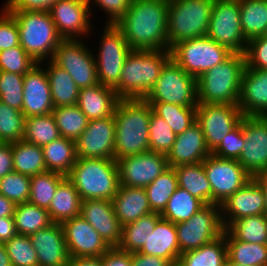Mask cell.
Instances as JSON below:
<instances>
[{"mask_svg":"<svg viewBox=\"0 0 267 266\" xmlns=\"http://www.w3.org/2000/svg\"><path fill=\"white\" fill-rule=\"evenodd\" d=\"M17 23L21 47L37 63L46 62L63 40L48 11L7 10ZM49 57V58H48Z\"/></svg>","mask_w":267,"mask_h":266,"instance_id":"cell-6","label":"cell"},{"mask_svg":"<svg viewBox=\"0 0 267 266\" xmlns=\"http://www.w3.org/2000/svg\"><path fill=\"white\" fill-rule=\"evenodd\" d=\"M70 257L102 256L110 247L81 216L61 223Z\"/></svg>","mask_w":267,"mask_h":266,"instance_id":"cell-20","label":"cell"},{"mask_svg":"<svg viewBox=\"0 0 267 266\" xmlns=\"http://www.w3.org/2000/svg\"><path fill=\"white\" fill-rule=\"evenodd\" d=\"M4 245L12 266H39L37 252L29 236L16 234Z\"/></svg>","mask_w":267,"mask_h":266,"instance_id":"cell-49","label":"cell"},{"mask_svg":"<svg viewBox=\"0 0 267 266\" xmlns=\"http://www.w3.org/2000/svg\"><path fill=\"white\" fill-rule=\"evenodd\" d=\"M211 185V204L222 205L252 177L237 160L223 159L210 154L203 161Z\"/></svg>","mask_w":267,"mask_h":266,"instance_id":"cell-14","label":"cell"},{"mask_svg":"<svg viewBox=\"0 0 267 266\" xmlns=\"http://www.w3.org/2000/svg\"><path fill=\"white\" fill-rule=\"evenodd\" d=\"M179 259L185 266H225L227 261L225 235L198 249L182 253Z\"/></svg>","mask_w":267,"mask_h":266,"instance_id":"cell-37","label":"cell"},{"mask_svg":"<svg viewBox=\"0 0 267 266\" xmlns=\"http://www.w3.org/2000/svg\"><path fill=\"white\" fill-rule=\"evenodd\" d=\"M48 12L62 39L90 37L92 13L88 0H58Z\"/></svg>","mask_w":267,"mask_h":266,"instance_id":"cell-18","label":"cell"},{"mask_svg":"<svg viewBox=\"0 0 267 266\" xmlns=\"http://www.w3.org/2000/svg\"><path fill=\"white\" fill-rule=\"evenodd\" d=\"M226 230L237 240L267 245V215L240 218Z\"/></svg>","mask_w":267,"mask_h":266,"instance_id":"cell-44","label":"cell"},{"mask_svg":"<svg viewBox=\"0 0 267 266\" xmlns=\"http://www.w3.org/2000/svg\"><path fill=\"white\" fill-rule=\"evenodd\" d=\"M52 114L61 137L76 140L88 125L87 116L78 105L54 107Z\"/></svg>","mask_w":267,"mask_h":266,"instance_id":"cell-45","label":"cell"},{"mask_svg":"<svg viewBox=\"0 0 267 266\" xmlns=\"http://www.w3.org/2000/svg\"><path fill=\"white\" fill-rule=\"evenodd\" d=\"M94 1V2H93ZM132 0H88L90 11L91 3L96 4L107 15L106 24H115L128 10Z\"/></svg>","mask_w":267,"mask_h":266,"instance_id":"cell-56","label":"cell"},{"mask_svg":"<svg viewBox=\"0 0 267 266\" xmlns=\"http://www.w3.org/2000/svg\"><path fill=\"white\" fill-rule=\"evenodd\" d=\"M67 266H102V256L70 257Z\"/></svg>","mask_w":267,"mask_h":266,"instance_id":"cell-62","label":"cell"},{"mask_svg":"<svg viewBox=\"0 0 267 266\" xmlns=\"http://www.w3.org/2000/svg\"><path fill=\"white\" fill-rule=\"evenodd\" d=\"M104 25L98 52L94 55L97 78L100 84L114 89L119 84L122 68L131 48L114 24Z\"/></svg>","mask_w":267,"mask_h":266,"instance_id":"cell-12","label":"cell"},{"mask_svg":"<svg viewBox=\"0 0 267 266\" xmlns=\"http://www.w3.org/2000/svg\"><path fill=\"white\" fill-rule=\"evenodd\" d=\"M180 254L198 249L223 235L221 205L207 204L189 220L175 224Z\"/></svg>","mask_w":267,"mask_h":266,"instance_id":"cell-11","label":"cell"},{"mask_svg":"<svg viewBox=\"0 0 267 266\" xmlns=\"http://www.w3.org/2000/svg\"><path fill=\"white\" fill-rule=\"evenodd\" d=\"M24 114L0 101V141L18 142L24 138Z\"/></svg>","mask_w":267,"mask_h":266,"instance_id":"cell-47","label":"cell"},{"mask_svg":"<svg viewBox=\"0 0 267 266\" xmlns=\"http://www.w3.org/2000/svg\"><path fill=\"white\" fill-rule=\"evenodd\" d=\"M145 100L197 107L199 104L197 79L186 73L171 58L162 68L160 77Z\"/></svg>","mask_w":267,"mask_h":266,"instance_id":"cell-9","label":"cell"},{"mask_svg":"<svg viewBox=\"0 0 267 266\" xmlns=\"http://www.w3.org/2000/svg\"><path fill=\"white\" fill-rule=\"evenodd\" d=\"M16 204L0 194V218L13 217Z\"/></svg>","mask_w":267,"mask_h":266,"instance_id":"cell-63","label":"cell"},{"mask_svg":"<svg viewBox=\"0 0 267 266\" xmlns=\"http://www.w3.org/2000/svg\"><path fill=\"white\" fill-rule=\"evenodd\" d=\"M81 198L72 182L65 177L58 185L51 200L49 216L52 222L62 223L80 215Z\"/></svg>","mask_w":267,"mask_h":266,"instance_id":"cell-30","label":"cell"},{"mask_svg":"<svg viewBox=\"0 0 267 266\" xmlns=\"http://www.w3.org/2000/svg\"><path fill=\"white\" fill-rule=\"evenodd\" d=\"M264 36H266V37H267V28H266V31H265V33H264Z\"/></svg>","mask_w":267,"mask_h":266,"instance_id":"cell-68","label":"cell"},{"mask_svg":"<svg viewBox=\"0 0 267 266\" xmlns=\"http://www.w3.org/2000/svg\"><path fill=\"white\" fill-rule=\"evenodd\" d=\"M238 106L244 116L267 117V70L245 67Z\"/></svg>","mask_w":267,"mask_h":266,"instance_id":"cell-25","label":"cell"},{"mask_svg":"<svg viewBox=\"0 0 267 266\" xmlns=\"http://www.w3.org/2000/svg\"><path fill=\"white\" fill-rule=\"evenodd\" d=\"M169 266H185L180 259L173 260L169 263Z\"/></svg>","mask_w":267,"mask_h":266,"instance_id":"cell-66","label":"cell"},{"mask_svg":"<svg viewBox=\"0 0 267 266\" xmlns=\"http://www.w3.org/2000/svg\"><path fill=\"white\" fill-rule=\"evenodd\" d=\"M39 266H67L69 253L61 223H52L29 235Z\"/></svg>","mask_w":267,"mask_h":266,"instance_id":"cell-23","label":"cell"},{"mask_svg":"<svg viewBox=\"0 0 267 266\" xmlns=\"http://www.w3.org/2000/svg\"><path fill=\"white\" fill-rule=\"evenodd\" d=\"M14 171L35 176L47 172L42 147L25 140L12 143Z\"/></svg>","mask_w":267,"mask_h":266,"instance_id":"cell-35","label":"cell"},{"mask_svg":"<svg viewBox=\"0 0 267 266\" xmlns=\"http://www.w3.org/2000/svg\"><path fill=\"white\" fill-rule=\"evenodd\" d=\"M168 0H132L114 24L131 49L168 50Z\"/></svg>","mask_w":267,"mask_h":266,"instance_id":"cell-1","label":"cell"},{"mask_svg":"<svg viewBox=\"0 0 267 266\" xmlns=\"http://www.w3.org/2000/svg\"><path fill=\"white\" fill-rule=\"evenodd\" d=\"M120 185L145 188L169 168L165 154L153 151L116 161Z\"/></svg>","mask_w":267,"mask_h":266,"instance_id":"cell-17","label":"cell"},{"mask_svg":"<svg viewBox=\"0 0 267 266\" xmlns=\"http://www.w3.org/2000/svg\"><path fill=\"white\" fill-rule=\"evenodd\" d=\"M243 113L234 104H198L196 121L201 126L208 150L212 153L242 120Z\"/></svg>","mask_w":267,"mask_h":266,"instance_id":"cell-15","label":"cell"},{"mask_svg":"<svg viewBox=\"0 0 267 266\" xmlns=\"http://www.w3.org/2000/svg\"><path fill=\"white\" fill-rule=\"evenodd\" d=\"M47 63L41 62L42 65L46 64L44 67L54 107L76 105L80 88L63 68L56 65L51 59L47 60Z\"/></svg>","mask_w":267,"mask_h":266,"instance_id":"cell-31","label":"cell"},{"mask_svg":"<svg viewBox=\"0 0 267 266\" xmlns=\"http://www.w3.org/2000/svg\"><path fill=\"white\" fill-rule=\"evenodd\" d=\"M118 100L113 88L98 83L80 89L77 105L90 121L112 116Z\"/></svg>","mask_w":267,"mask_h":266,"instance_id":"cell-27","label":"cell"},{"mask_svg":"<svg viewBox=\"0 0 267 266\" xmlns=\"http://www.w3.org/2000/svg\"><path fill=\"white\" fill-rule=\"evenodd\" d=\"M214 0H168V50L183 40L206 36Z\"/></svg>","mask_w":267,"mask_h":266,"instance_id":"cell-7","label":"cell"},{"mask_svg":"<svg viewBox=\"0 0 267 266\" xmlns=\"http://www.w3.org/2000/svg\"><path fill=\"white\" fill-rule=\"evenodd\" d=\"M211 152L208 150L201 126L196 122L183 133L176 135L166 155L169 167L202 163Z\"/></svg>","mask_w":267,"mask_h":266,"instance_id":"cell-26","label":"cell"},{"mask_svg":"<svg viewBox=\"0 0 267 266\" xmlns=\"http://www.w3.org/2000/svg\"><path fill=\"white\" fill-rule=\"evenodd\" d=\"M0 10V51L20 45L15 18L4 8Z\"/></svg>","mask_w":267,"mask_h":266,"instance_id":"cell-55","label":"cell"},{"mask_svg":"<svg viewBox=\"0 0 267 266\" xmlns=\"http://www.w3.org/2000/svg\"><path fill=\"white\" fill-rule=\"evenodd\" d=\"M23 77L18 73L0 71V101L22 112Z\"/></svg>","mask_w":267,"mask_h":266,"instance_id":"cell-50","label":"cell"},{"mask_svg":"<svg viewBox=\"0 0 267 266\" xmlns=\"http://www.w3.org/2000/svg\"><path fill=\"white\" fill-rule=\"evenodd\" d=\"M225 266H245V265H241V264H238V263L231 262V261L227 258V261H226V265H225Z\"/></svg>","mask_w":267,"mask_h":266,"instance_id":"cell-67","label":"cell"},{"mask_svg":"<svg viewBox=\"0 0 267 266\" xmlns=\"http://www.w3.org/2000/svg\"><path fill=\"white\" fill-rule=\"evenodd\" d=\"M262 188L265 199V214L267 215V172L259 174L253 178Z\"/></svg>","mask_w":267,"mask_h":266,"instance_id":"cell-64","label":"cell"},{"mask_svg":"<svg viewBox=\"0 0 267 266\" xmlns=\"http://www.w3.org/2000/svg\"><path fill=\"white\" fill-rule=\"evenodd\" d=\"M206 36L233 53L245 54L248 39L241 27L238 0H214Z\"/></svg>","mask_w":267,"mask_h":266,"instance_id":"cell-10","label":"cell"},{"mask_svg":"<svg viewBox=\"0 0 267 266\" xmlns=\"http://www.w3.org/2000/svg\"><path fill=\"white\" fill-rule=\"evenodd\" d=\"M65 177L60 173L51 171L31 176L28 202L48 209L59 183Z\"/></svg>","mask_w":267,"mask_h":266,"instance_id":"cell-46","label":"cell"},{"mask_svg":"<svg viewBox=\"0 0 267 266\" xmlns=\"http://www.w3.org/2000/svg\"><path fill=\"white\" fill-rule=\"evenodd\" d=\"M151 105L145 99H119L114 109V160L134 156L149 149Z\"/></svg>","mask_w":267,"mask_h":266,"instance_id":"cell-2","label":"cell"},{"mask_svg":"<svg viewBox=\"0 0 267 266\" xmlns=\"http://www.w3.org/2000/svg\"><path fill=\"white\" fill-rule=\"evenodd\" d=\"M17 234L14 217L0 218V242L5 243Z\"/></svg>","mask_w":267,"mask_h":266,"instance_id":"cell-61","label":"cell"},{"mask_svg":"<svg viewBox=\"0 0 267 266\" xmlns=\"http://www.w3.org/2000/svg\"><path fill=\"white\" fill-rule=\"evenodd\" d=\"M178 188V179L173 167H169L144 189L154 213L161 214L172 194Z\"/></svg>","mask_w":267,"mask_h":266,"instance_id":"cell-42","label":"cell"},{"mask_svg":"<svg viewBox=\"0 0 267 266\" xmlns=\"http://www.w3.org/2000/svg\"><path fill=\"white\" fill-rule=\"evenodd\" d=\"M205 204L180 187L172 194L160 216L174 224L189 220Z\"/></svg>","mask_w":267,"mask_h":266,"instance_id":"cell-40","label":"cell"},{"mask_svg":"<svg viewBox=\"0 0 267 266\" xmlns=\"http://www.w3.org/2000/svg\"><path fill=\"white\" fill-rule=\"evenodd\" d=\"M14 171L12 143H0V179Z\"/></svg>","mask_w":267,"mask_h":266,"instance_id":"cell-59","label":"cell"},{"mask_svg":"<svg viewBox=\"0 0 267 266\" xmlns=\"http://www.w3.org/2000/svg\"><path fill=\"white\" fill-rule=\"evenodd\" d=\"M115 133L114 114L108 118L90 120L75 140L77 158L114 160Z\"/></svg>","mask_w":267,"mask_h":266,"instance_id":"cell-19","label":"cell"},{"mask_svg":"<svg viewBox=\"0 0 267 266\" xmlns=\"http://www.w3.org/2000/svg\"><path fill=\"white\" fill-rule=\"evenodd\" d=\"M36 64L21 45L0 51V71L25 75Z\"/></svg>","mask_w":267,"mask_h":266,"instance_id":"cell-52","label":"cell"},{"mask_svg":"<svg viewBox=\"0 0 267 266\" xmlns=\"http://www.w3.org/2000/svg\"><path fill=\"white\" fill-rule=\"evenodd\" d=\"M244 143L242 118L241 122L222 139L219 146L211 154L223 159L238 160Z\"/></svg>","mask_w":267,"mask_h":266,"instance_id":"cell-53","label":"cell"},{"mask_svg":"<svg viewBox=\"0 0 267 266\" xmlns=\"http://www.w3.org/2000/svg\"><path fill=\"white\" fill-rule=\"evenodd\" d=\"M170 261L163 257L132 253V266H169Z\"/></svg>","mask_w":267,"mask_h":266,"instance_id":"cell-60","label":"cell"},{"mask_svg":"<svg viewBox=\"0 0 267 266\" xmlns=\"http://www.w3.org/2000/svg\"><path fill=\"white\" fill-rule=\"evenodd\" d=\"M160 218L159 213L153 212L123 225L121 240L117 248L129 253L139 252Z\"/></svg>","mask_w":267,"mask_h":266,"instance_id":"cell-34","label":"cell"},{"mask_svg":"<svg viewBox=\"0 0 267 266\" xmlns=\"http://www.w3.org/2000/svg\"><path fill=\"white\" fill-rule=\"evenodd\" d=\"M47 171L67 176L76 163L75 141L60 137L42 147Z\"/></svg>","mask_w":267,"mask_h":266,"instance_id":"cell-33","label":"cell"},{"mask_svg":"<svg viewBox=\"0 0 267 266\" xmlns=\"http://www.w3.org/2000/svg\"><path fill=\"white\" fill-rule=\"evenodd\" d=\"M244 55L247 68L267 70V37L261 35L249 39Z\"/></svg>","mask_w":267,"mask_h":266,"instance_id":"cell-54","label":"cell"},{"mask_svg":"<svg viewBox=\"0 0 267 266\" xmlns=\"http://www.w3.org/2000/svg\"><path fill=\"white\" fill-rule=\"evenodd\" d=\"M227 258L245 266H267V245L249 243L235 239L226 229Z\"/></svg>","mask_w":267,"mask_h":266,"instance_id":"cell-36","label":"cell"},{"mask_svg":"<svg viewBox=\"0 0 267 266\" xmlns=\"http://www.w3.org/2000/svg\"><path fill=\"white\" fill-rule=\"evenodd\" d=\"M178 187L188 191L205 205L211 204V185L207 178L203 162L173 167Z\"/></svg>","mask_w":267,"mask_h":266,"instance_id":"cell-32","label":"cell"},{"mask_svg":"<svg viewBox=\"0 0 267 266\" xmlns=\"http://www.w3.org/2000/svg\"><path fill=\"white\" fill-rule=\"evenodd\" d=\"M80 215L100 234L110 248L118 247L122 225L110 200H83Z\"/></svg>","mask_w":267,"mask_h":266,"instance_id":"cell-24","label":"cell"},{"mask_svg":"<svg viewBox=\"0 0 267 266\" xmlns=\"http://www.w3.org/2000/svg\"><path fill=\"white\" fill-rule=\"evenodd\" d=\"M82 39H63L54 51L52 61L63 68L81 88L98 84L96 61Z\"/></svg>","mask_w":267,"mask_h":266,"instance_id":"cell-13","label":"cell"},{"mask_svg":"<svg viewBox=\"0 0 267 266\" xmlns=\"http://www.w3.org/2000/svg\"><path fill=\"white\" fill-rule=\"evenodd\" d=\"M66 177L82 201H112L120 186L117 163L110 159L77 158Z\"/></svg>","mask_w":267,"mask_h":266,"instance_id":"cell-5","label":"cell"},{"mask_svg":"<svg viewBox=\"0 0 267 266\" xmlns=\"http://www.w3.org/2000/svg\"><path fill=\"white\" fill-rule=\"evenodd\" d=\"M139 253L163 257L170 262L180 257L175 224L160 218Z\"/></svg>","mask_w":267,"mask_h":266,"instance_id":"cell-29","label":"cell"},{"mask_svg":"<svg viewBox=\"0 0 267 266\" xmlns=\"http://www.w3.org/2000/svg\"><path fill=\"white\" fill-rule=\"evenodd\" d=\"M30 180V176L13 171L0 179V194L15 204L28 202Z\"/></svg>","mask_w":267,"mask_h":266,"instance_id":"cell-51","label":"cell"},{"mask_svg":"<svg viewBox=\"0 0 267 266\" xmlns=\"http://www.w3.org/2000/svg\"><path fill=\"white\" fill-rule=\"evenodd\" d=\"M41 63L33 66L23 77L22 113L25 118L52 113L54 104L46 70Z\"/></svg>","mask_w":267,"mask_h":266,"instance_id":"cell-21","label":"cell"},{"mask_svg":"<svg viewBox=\"0 0 267 266\" xmlns=\"http://www.w3.org/2000/svg\"><path fill=\"white\" fill-rule=\"evenodd\" d=\"M245 55L232 53L225 61L204 72L197 79L199 104L238 105Z\"/></svg>","mask_w":267,"mask_h":266,"instance_id":"cell-4","label":"cell"},{"mask_svg":"<svg viewBox=\"0 0 267 266\" xmlns=\"http://www.w3.org/2000/svg\"><path fill=\"white\" fill-rule=\"evenodd\" d=\"M170 51L171 58L196 79L233 53L208 36L180 41Z\"/></svg>","mask_w":267,"mask_h":266,"instance_id":"cell-8","label":"cell"},{"mask_svg":"<svg viewBox=\"0 0 267 266\" xmlns=\"http://www.w3.org/2000/svg\"><path fill=\"white\" fill-rule=\"evenodd\" d=\"M244 147L240 165L254 178L267 172V117L243 116Z\"/></svg>","mask_w":267,"mask_h":266,"instance_id":"cell-16","label":"cell"},{"mask_svg":"<svg viewBox=\"0 0 267 266\" xmlns=\"http://www.w3.org/2000/svg\"><path fill=\"white\" fill-rule=\"evenodd\" d=\"M176 139V134L165 122L156 115L151 108V118L149 121V149L156 153L167 155Z\"/></svg>","mask_w":267,"mask_h":266,"instance_id":"cell-48","label":"cell"},{"mask_svg":"<svg viewBox=\"0 0 267 266\" xmlns=\"http://www.w3.org/2000/svg\"><path fill=\"white\" fill-rule=\"evenodd\" d=\"M170 59V50L131 49L125 59L119 84L114 88L117 97L145 99Z\"/></svg>","mask_w":267,"mask_h":266,"instance_id":"cell-3","label":"cell"},{"mask_svg":"<svg viewBox=\"0 0 267 266\" xmlns=\"http://www.w3.org/2000/svg\"><path fill=\"white\" fill-rule=\"evenodd\" d=\"M58 0H7L3 6L6 10L48 11Z\"/></svg>","mask_w":267,"mask_h":266,"instance_id":"cell-57","label":"cell"},{"mask_svg":"<svg viewBox=\"0 0 267 266\" xmlns=\"http://www.w3.org/2000/svg\"><path fill=\"white\" fill-rule=\"evenodd\" d=\"M13 217L16 232L20 235L29 236L53 223L47 209L30 202L16 204Z\"/></svg>","mask_w":267,"mask_h":266,"instance_id":"cell-39","label":"cell"},{"mask_svg":"<svg viewBox=\"0 0 267 266\" xmlns=\"http://www.w3.org/2000/svg\"><path fill=\"white\" fill-rule=\"evenodd\" d=\"M61 137L52 113L25 118L23 140L40 147Z\"/></svg>","mask_w":267,"mask_h":266,"instance_id":"cell-41","label":"cell"},{"mask_svg":"<svg viewBox=\"0 0 267 266\" xmlns=\"http://www.w3.org/2000/svg\"><path fill=\"white\" fill-rule=\"evenodd\" d=\"M0 266H12L4 243L0 242Z\"/></svg>","mask_w":267,"mask_h":266,"instance_id":"cell-65","label":"cell"},{"mask_svg":"<svg viewBox=\"0 0 267 266\" xmlns=\"http://www.w3.org/2000/svg\"><path fill=\"white\" fill-rule=\"evenodd\" d=\"M102 266H132V253L112 247L102 255Z\"/></svg>","mask_w":267,"mask_h":266,"instance_id":"cell-58","label":"cell"},{"mask_svg":"<svg viewBox=\"0 0 267 266\" xmlns=\"http://www.w3.org/2000/svg\"><path fill=\"white\" fill-rule=\"evenodd\" d=\"M112 203L122 226L153 213L144 188L120 185Z\"/></svg>","mask_w":267,"mask_h":266,"instance_id":"cell-28","label":"cell"},{"mask_svg":"<svg viewBox=\"0 0 267 266\" xmlns=\"http://www.w3.org/2000/svg\"><path fill=\"white\" fill-rule=\"evenodd\" d=\"M152 111L162 117L177 135L190 128L196 121L197 107H183L166 102H148Z\"/></svg>","mask_w":267,"mask_h":266,"instance_id":"cell-43","label":"cell"},{"mask_svg":"<svg viewBox=\"0 0 267 266\" xmlns=\"http://www.w3.org/2000/svg\"><path fill=\"white\" fill-rule=\"evenodd\" d=\"M221 213L225 229L240 218L265 214L261 186L252 178L221 205Z\"/></svg>","mask_w":267,"mask_h":266,"instance_id":"cell-22","label":"cell"},{"mask_svg":"<svg viewBox=\"0 0 267 266\" xmlns=\"http://www.w3.org/2000/svg\"><path fill=\"white\" fill-rule=\"evenodd\" d=\"M241 27L249 40L264 35L267 28V0H238Z\"/></svg>","mask_w":267,"mask_h":266,"instance_id":"cell-38","label":"cell"}]
</instances>
